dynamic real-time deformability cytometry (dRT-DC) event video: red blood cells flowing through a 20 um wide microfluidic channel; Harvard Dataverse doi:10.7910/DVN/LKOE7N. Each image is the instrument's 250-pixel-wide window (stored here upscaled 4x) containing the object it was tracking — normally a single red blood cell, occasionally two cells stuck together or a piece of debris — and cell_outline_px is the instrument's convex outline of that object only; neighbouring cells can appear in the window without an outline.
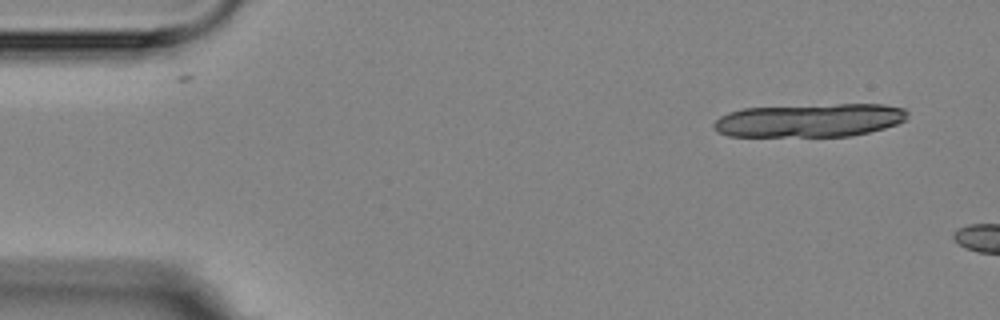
{"species": "Egyptian fruit bat (a non-hibernating species)", "species_latin": "Rousettus aegyptiacus", "temperature_condition": "room temperature", "stored_images_in_passage": 4, "segment_of_instrument_passage": [2, 2], "camera_frame_rate_fps": 3000, "um_per_image_px": 0.085, "animal": {"sex": "female"}, "frame": {"image": 1, "passage_image": 4, "time_ms": 5.333, "image_size_px": [1000, 320], "cell_outline_px": [[908, 116], [904, 120], [896, 124], [884, 128], [852, 136], [728, 136], [716, 132], [712, 128], [712, 124], [720, 116], [728, 112], [744, 108], [836, 104], [884, 104], [904, 108], [908, 112]], "centroid_in_image_um": [68.79, 10.22], "position_along_channel_um": 16.2, "area_um2": 37.86}}